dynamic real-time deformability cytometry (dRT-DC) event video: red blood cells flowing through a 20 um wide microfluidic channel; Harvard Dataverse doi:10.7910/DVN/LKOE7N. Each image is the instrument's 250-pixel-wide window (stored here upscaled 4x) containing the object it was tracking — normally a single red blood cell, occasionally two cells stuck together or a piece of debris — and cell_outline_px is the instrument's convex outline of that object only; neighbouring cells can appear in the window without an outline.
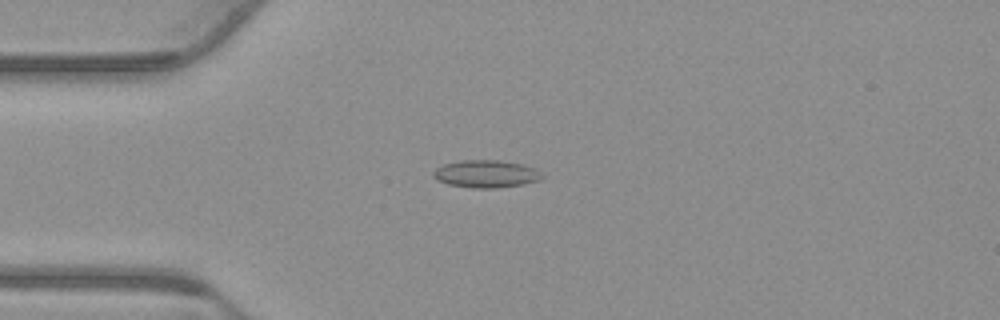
{"species": "common noctule bat (a hibernating species)", "species_latin": "Nyctalus noctula", "temperature_condition": "warm", "stored_images_in_passage": 54, "camera_frame_rate_fps": 3000, "um_per_image_px": 0.085, "animal": {"sex": "male", "body_mass_g": 23.1, "forearm_length_mm": 52.7}, "frame": {"image": 1, "passage_image": 14, "time_ms": 4.333, "image_size_px": [1000, 320], "cell_outline_px": [[544, 176], [540, 180], [524, 184], [496, 188], [472, 188], [448, 184], [436, 180], [432, 176], [432, 172], [436, 168], [444, 164], [460, 160], [500, 160], [520, 164], [536, 168]], "centroid_in_image_um": [41.3, 14.78], "position_along_channel_um": 43.7, "area_um2": 17.57}}
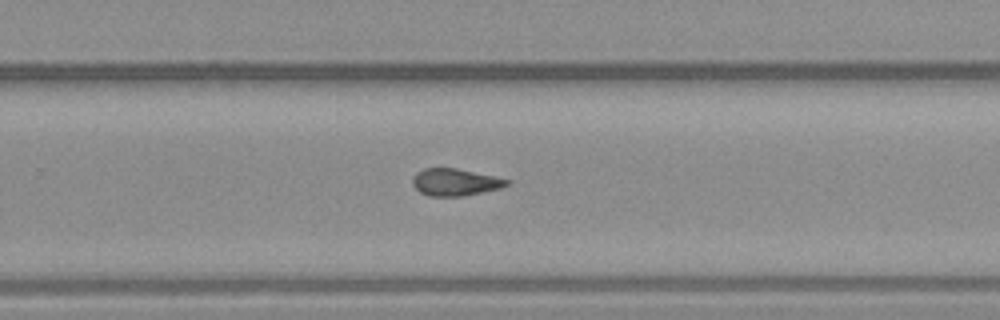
{"frame": {"image": 2, "passage_image": 35, "time_ms": 11.333, "image_size_px": [1000, 320], "cell_outline_px": [[512, 184], [500, 188], [460, 196], [428, 196], [420, 192], [412, 184], [412, 176], [416, 172], [424, 168], [456, 168], [496, 176], [512, 180]], "centroid_in_image_um": [38.7, 15.47], "position_along_channel_um": 291.1, "area_um2": 15.03}}
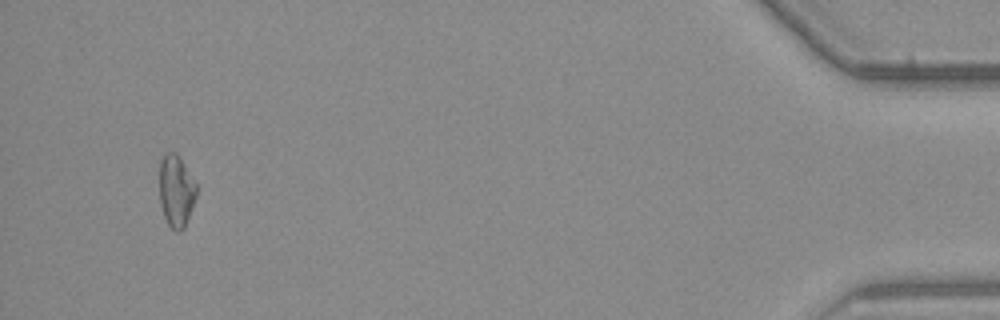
{"frame": {"image": 3, "passage_image": 52, "time_ms": 17.0, "image_size_px": [1000, 320], "cell_outline_px": [[196, 196], [184, 228], [180, 232], [176, 232], [168, 224], [164, 216], [160, 204], [160, 160], [164, 152], [176, 152], [180, 156], [196, 184]], "centroid_in_image_um": [14.96, 16.2], "position_along_channel_um": 420.2, "area_um2": 15.55}, "authors_computed_cell_mechanics": {"area_um2": 15.4904, "velocity_mm_per_s": 3.7843, "shape_relaxation_time_tau1_ms": null, "shape_relaxation_time_tau2_ms": 3.4746, "deformation_change_tau1": null, "deformation_change_tau2": 0.094}}